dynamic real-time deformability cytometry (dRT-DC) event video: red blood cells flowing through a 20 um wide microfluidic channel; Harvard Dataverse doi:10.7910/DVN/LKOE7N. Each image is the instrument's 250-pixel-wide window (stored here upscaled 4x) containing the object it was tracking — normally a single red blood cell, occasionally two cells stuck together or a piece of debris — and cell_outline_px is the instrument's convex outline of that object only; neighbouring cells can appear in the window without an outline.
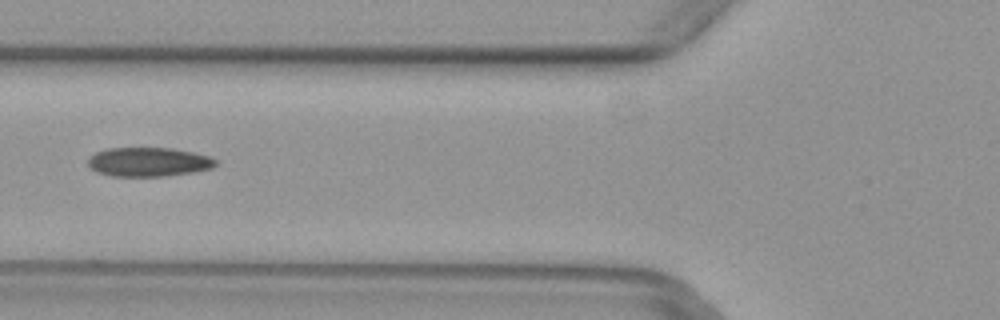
{"species": "common noctule bat (a hibernating species)", "species_latin": "Nyctalus noctula", "temperature_condition": "warm", "stored_images_in_passage": 6, "camera_frame_rate_fps": 3000, "um_per_image_px": 0.085, "animal": {"sex": "female", "body_mass_g": 29.2, "forearm_length_mm": 56.3}, "frame": {"image": 1, "passage_image": 6, "time_ms": 1.667, "image_size_px": [1000, 320], "cell_outline_px": [[216, 164], [212, 168], [192, 172], [164, 176], [112, 176], [96, 172], [88, 164], [88, 160], [96, 152], [108, 148], [172, 148], [192, 152], [208, 156], [216, 160]], "centroid_in_image_um": [12.62, 13.76], "position_along_channel_um": 113.2, "area_um2": 21.44}}